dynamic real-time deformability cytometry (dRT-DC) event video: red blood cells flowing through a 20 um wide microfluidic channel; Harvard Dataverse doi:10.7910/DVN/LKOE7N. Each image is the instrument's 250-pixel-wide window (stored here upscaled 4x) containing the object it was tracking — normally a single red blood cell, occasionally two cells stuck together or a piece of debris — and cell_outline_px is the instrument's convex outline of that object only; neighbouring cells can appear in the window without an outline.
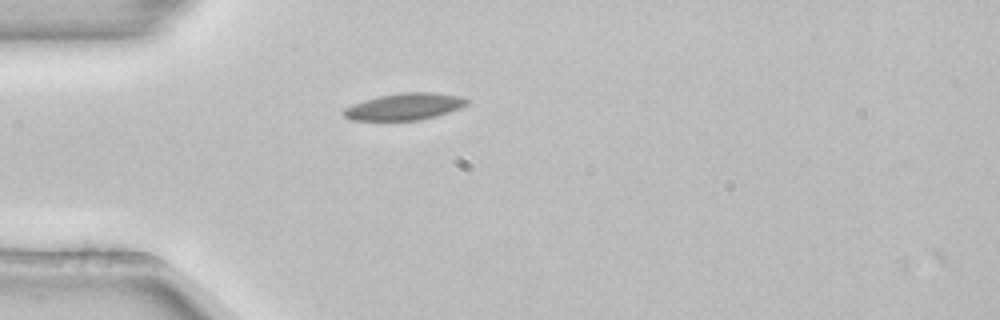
{"species": "common noctule bat (a hibernating species)", "species_latin": "Nyctalus noctula", "temperature_condition": "room temperature", "stored_images_in_passage": 39, "camera_frame_rate_fps": 3000, "um_per_image_px": 0.085, "animal": {"sex": "female", "body_mass_g": 22.7, "forearm_length_mm": 54.2}, "frame": {"image": 1, "passage_image": 1, "time_ms": 0.0, "image_size_px": [1000, 320], "cell_outline_px": [[468, 104], [460, 108], [448, 112], [420, 120], [352, 120], [344, 116], [340, 112], [344, 108], [352, 104], [364, 100], [380, 96], [400, 92], [432, 92], [460, 96], [468, 100]], "centroid_in_image_um": [34.35, 9.06], "position_along_channel_um": 50.6, "area_um2": 19.19}}
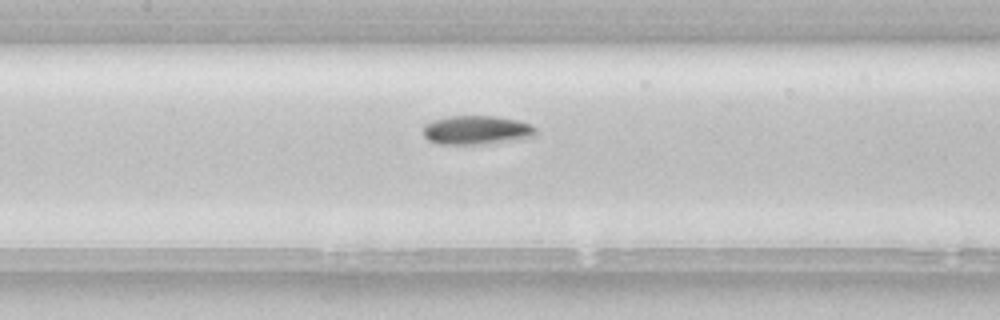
{"frame": {"image": 2, "passage_image": 11, "time_ms": 3.333, "image_size_px": [1000, 320], "cell_outline_px": [[536, 136], [488, 144], [440, 144], [428, 140], [424, 136], [424, 124], [432, 120], [448, 116], [496, 116], [516, 120], [528, 124], [536, 128]], "centroid_in_image_um": [40.48, 11.06], "position_along_channel_um": 166.9, "area_um2": 18.96}}
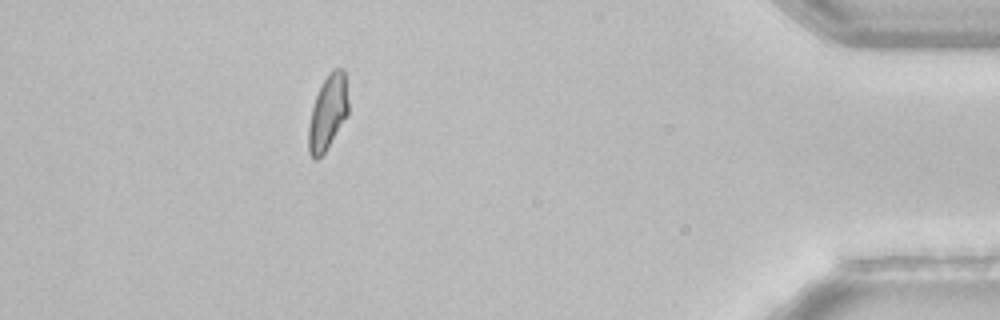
{"frame": {"image": 3, "passage_image": 34, "time_ms": 11.0, "image_size_px": [1000, 320], "cell_outline_px": [[348, 116], [324, 152], [316, 160], [312, 160], [308, 152], [308, 128], [312, 108], [316, 96], [324, 80], [332, 68], [344, 68], [348, 100]], "centroid_in_image_um": [27.86, 9.57], "position_along_channel_um": 407.3, "area_um2": 17.34}, "authors_computed_cell_mechanics": {"area_um2": 17.9758, "velocity_mm_per_s": 3.8418, "shape_relaxation_time_tau1_ms": 4.2209, "shape_relaxation_time_tau2_ms": null, "deformation_change_tau1": 0.1324, "deformation_change_tau2": null}}